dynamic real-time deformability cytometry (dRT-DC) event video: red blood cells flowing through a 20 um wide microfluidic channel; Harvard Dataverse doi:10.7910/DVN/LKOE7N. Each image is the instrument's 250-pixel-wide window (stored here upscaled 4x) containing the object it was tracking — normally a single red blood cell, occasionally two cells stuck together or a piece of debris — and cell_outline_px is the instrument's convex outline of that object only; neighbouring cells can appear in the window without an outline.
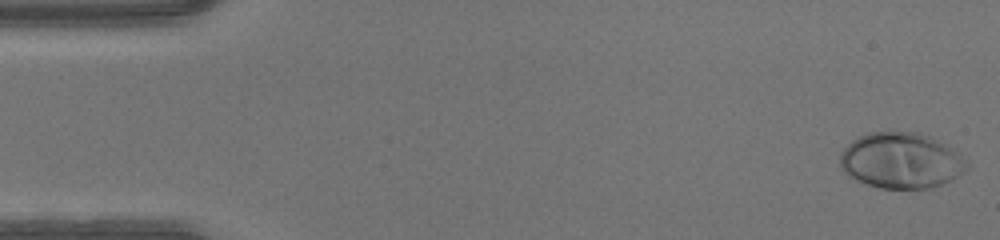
{"species": "human", "species_latin": "Homo sapiens", "temperature_condition": "warm", "stored_images_in_passage": 47, "camera_frame_rate_fps": 3000, "um_per_image_px": 0.085, "donor": {"sex": "male"}, "frame": {"image": 1, "passage_image": 1, "time_ms": 0.0, "image_size_px": [1000, 240], "cell_outline_px": [[968, 168], [964, 172], [952, 180], [928, 188], [880, 188], [856, 180], [848, 176], [840, 168], [840, 152], [852, 140], [868, 132], [888, 128], [920, 132], [952, 148], [968, 164]], "centroid_in_image_um": [76.54, 13.6], "position_along_channel_um": 8.5, "area_um2": 41.79}}
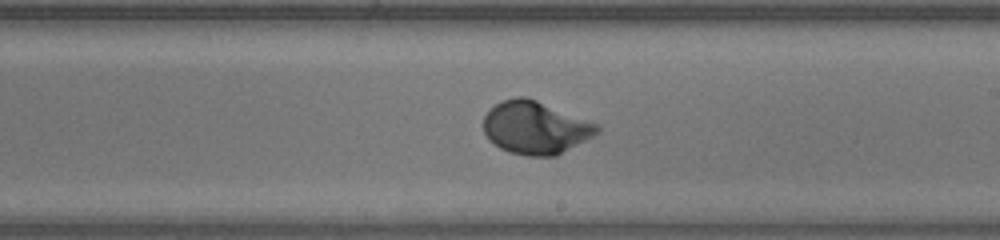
{"frame": {"image": 2, "passage_image": 27, "time_ms": 8.667, "image_size_px": [1000, 240], "cell_outline_px": [[600, 132], [556, 156], [528, 156], [508, 152], [500, 148], [488, 140], [484, 132], [484, 116], [488, 108], [504, 100], [516, 96], [528, 96], [600, 124]], "centroid_in_image_um": [45.51, 10.83], "position_along_channel_um": 243.5, "area_um2": 35.37}}
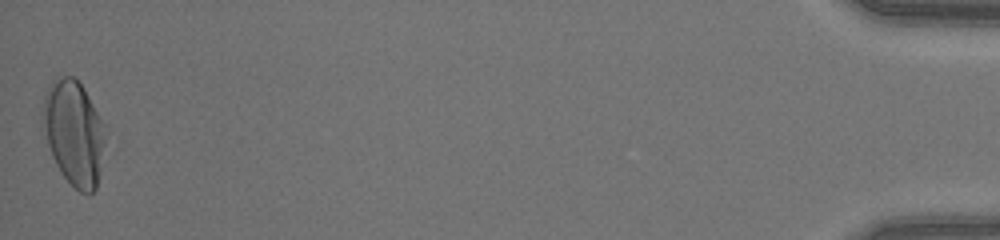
{"frame": {"image": 3, "passage_image": 47, "time_ms": 15.333, "image_size_px": [1000, 240], "cell_outline_px": [[104, 124], [100, 172], [96, 188], [88, 196], [80, 192], [60, 172], [52, 156], [48, 144], [44, 124], [44, 96], [52, 80], [60, 76], [72, 76], [84, 88]], "centroid_in_image_um": [6.28, 11.29], "position_along_channel_um": 428.9, "area_um2": 37.17}}